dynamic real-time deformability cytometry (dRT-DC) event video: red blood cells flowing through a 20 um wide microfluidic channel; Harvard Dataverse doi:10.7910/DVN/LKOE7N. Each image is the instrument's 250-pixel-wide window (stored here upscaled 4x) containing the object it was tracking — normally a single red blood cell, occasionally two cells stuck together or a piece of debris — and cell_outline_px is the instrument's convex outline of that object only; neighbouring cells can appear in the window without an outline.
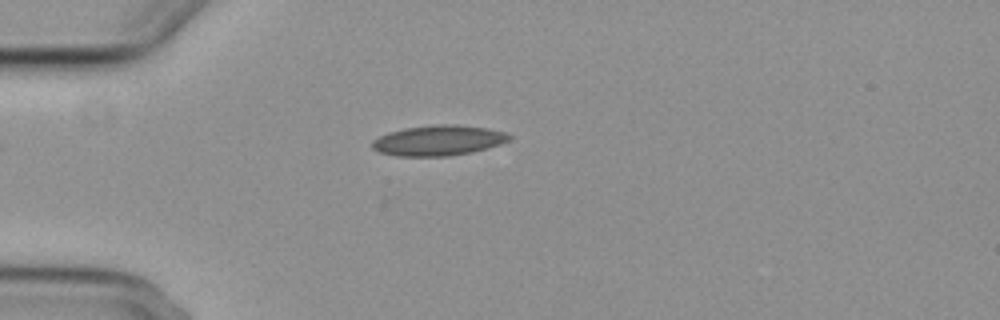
{"species": "common noctule bat (a hibernating species)", "species_latin": "Nyctalus noctula", "temperature_condition": "cold", "stored_images_in_passage": 4, "camera_frame_rate_fps": 3000, "um_per_image_px": 0.085, "animal": {"sex": "female", "body_mass_g": 29.2, "forearm_length_mm": 56.3}, "frame": {"image": 1, "passage_image": 1, "time_ms": 0.0, "image_size_px": [1000, 320], "cell_outline_px": [[512, 136], [508, 140], [500, 144], [488, 148], [472, 152], [448, 156], [396, 156], [380, 152], [372, 148], [372, 140], [388, 132], [404, 128], [432, 124], [456, 124], [488, 128], [508, 132]], "centroid_in_image_um": [37.28, 11.93], "position_along_channel_um": 47.7, "area_um2": 24.45}}
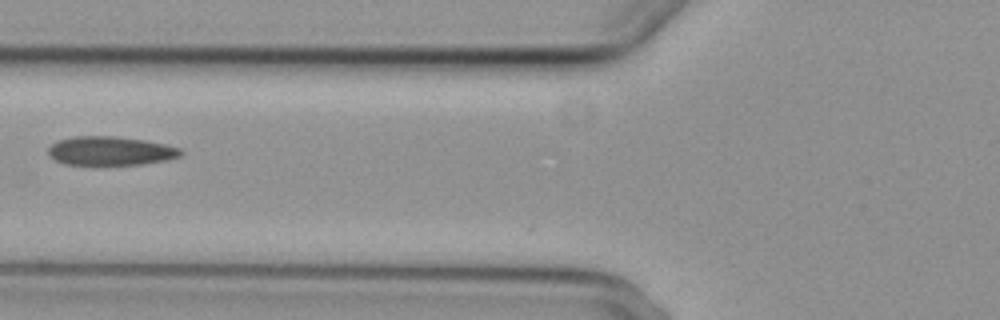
{"frame": {"image": 2, "passage_image": 3, "time_ms": 2.333, "image_size_px": [1000, 320], "cell_outline_px": [[184, 152], [180, 156], [168, 160], [140, 164], [96, 168], [92, 168], [64, 164], [56, 160], [48, 152], [48, 148], [52, 144], [60, 140], [72, 136], [116, 136], [144, 140], [168, 144], [180, 148]], "centroid_in_image_um": [9.39, 12.87], "position_along_channel_um": 116.4, "area_um2": 23.35}}
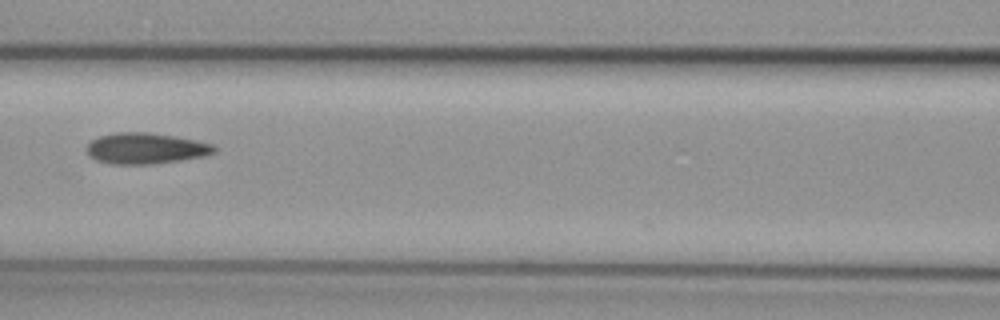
{"frame": {"image": 3, "passage_image": 4, "time_ms": 3.333, "image_size_px": [1000, 320], "cell_outline_px": [[220, 148], [216, 152], [208, 156], [152, 164], [108, 164], [96, 160], [88, 156], [88, 144], [92, 140], [100, 136], [116, 132], [148, 132], [176, 136], [216, 144]], "centroid_in_image_um": [12.47, 12.61], "position_along_channel_um": 154.1, "area_um2": 23.41}}